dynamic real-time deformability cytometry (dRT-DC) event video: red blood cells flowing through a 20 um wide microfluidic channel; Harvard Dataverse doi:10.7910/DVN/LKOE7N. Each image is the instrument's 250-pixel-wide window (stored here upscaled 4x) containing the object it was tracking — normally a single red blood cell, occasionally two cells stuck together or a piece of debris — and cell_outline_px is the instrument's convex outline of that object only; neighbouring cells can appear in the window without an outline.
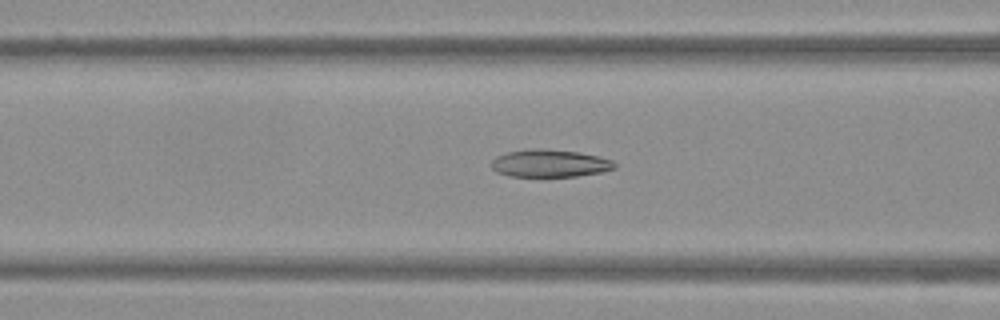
{"species": "Egyptian fruit bat (a non-hibernating species)", "species_latin": "Rousettus aegyptiacus", "temperature_condition": "warm", "stored_images_in_passage": 51, "camera_frame_rate_fps": 3000, "um_per_image_px": 0.085, "frame": {"image": 1, "passage_image": 21, "time_ms": 6.667, "image_size_px": [1000, 320], "cell_outline_px": [[616, 168], [600, 172], [576, 176], [508, 176], [496, 172], [492, 168], [492, 160], [496, 156], [508, 152], [532, 148], [544, 148], [580, 152], [600, 156], [612, 160], [616, 164]], "centroid_in_image_um": [46.74, 13.87], "position_along_channel_um": 119.9, "area_um2": 19.88}}
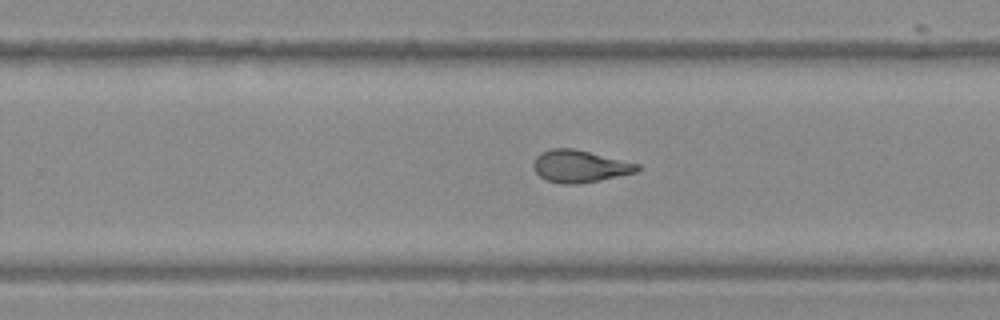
{"frame": {"image": 2, "passage_image": 33, "time_ms": 10.667, "image_size_px": [1000, 320], "cell_outline_px": [[640, 168], [636, 172], [600, 180], [576, 184], [560, 184], [548, 180], [540, 176], [532, 168], [532, 164], [536, 156], [540, 152], [552, 148], [572, 148], [640, 164]], "centroid_in_image_um": [49.24, 14.13], "position_along_channel_um": 280.6, "area_um2": 19.42}}
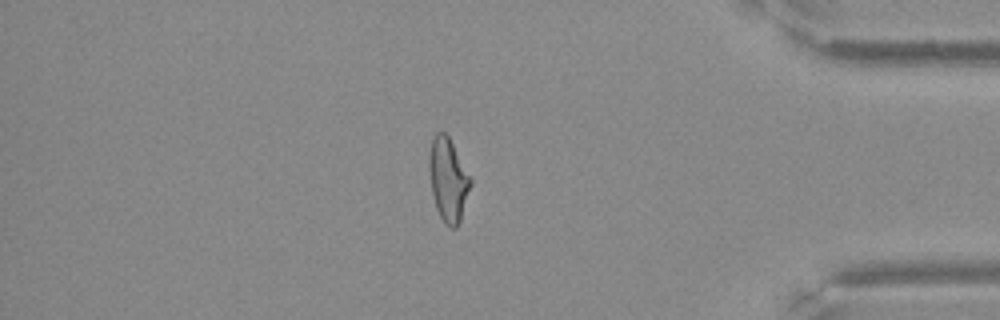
{"frame": {"image": 3, "passage_image": 44, "time_ms": 14.333, "image_size_px": [1000, 320], "cell_outline_px": [[472, 184], [460, 220], [456, 228], [452, 228], [444, 224], [436, 208], [432, 192], [428, 168], [428, 156], [432, 136], [436, 132], [444, 132], [448, 136], [472, 180]], "centroid_in_image_um": [38.07, 15.27], "position_along_channel_um": 397.1, "area_um2": 20.11}}